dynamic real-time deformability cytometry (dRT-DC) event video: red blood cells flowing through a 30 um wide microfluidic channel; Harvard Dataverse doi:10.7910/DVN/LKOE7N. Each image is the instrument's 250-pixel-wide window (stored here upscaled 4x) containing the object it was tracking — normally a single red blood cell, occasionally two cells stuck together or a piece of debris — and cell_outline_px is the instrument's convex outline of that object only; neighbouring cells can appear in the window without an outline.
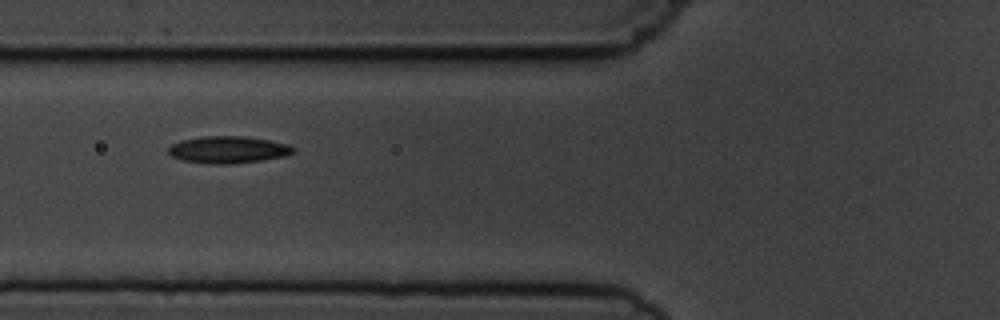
{"species": "common noctule bat (a hibernating species)", "species_latin": "Nyctalus noctula", "temperature_condition": "cold", "stored_images_in_passage": 13, "segment_of_instrument_passage": [1, 2], "camera_frame_rate_fps": 3000, "um_per_image_px": 0.085, "animal": {"sex": "male", "body_mass_g": 19.5, "forearm_length_mm": 54.6}, "frame": {"image": 1, "passage_image": 3, "time_ms": 2.333, "image_size_px": [1000, 320], "cell_outline_px": [[296, 152], [284, 156], [260, 160], [228, 164], [208, 164], [184, 160], [172, 156], [168, 152], [168, 148], [172, 144], [180, 140], [200, 136], [248, 136], [288, 144], [296, 148]], "centroid_in_image_um": [19.4, 12.71], "position_along_channel_um": 106.4, "area_um2": 19.71}}
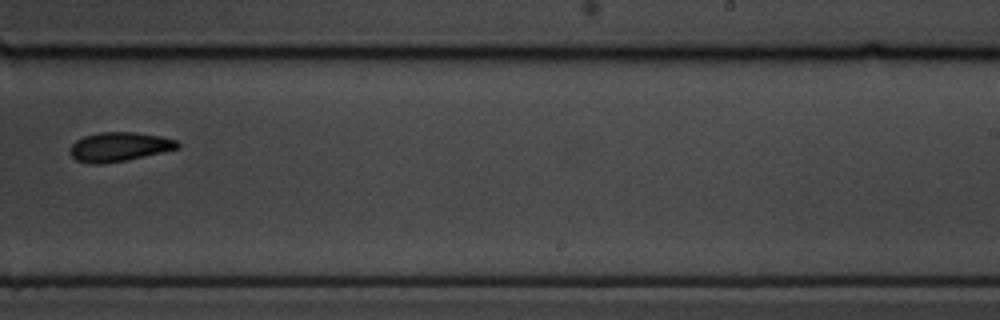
{"frame": {"image": 2, "passage_image": 7, "time_ms": 7.0, "image_size_px": [1000, 320], "cell_outline_px": [[180, 148], [164, 152], [104, 164], [88, 164], [76, 160], [68, 152], [72, 144], [76, 140], [84, 136], [100, 132], [132, 132], [160, 136], [176, 140], [180, 144]], "centroid_in_image_um": [10.11, 12.48], "position_along_channel_um": 278.9, "area_um2": 18.32}}
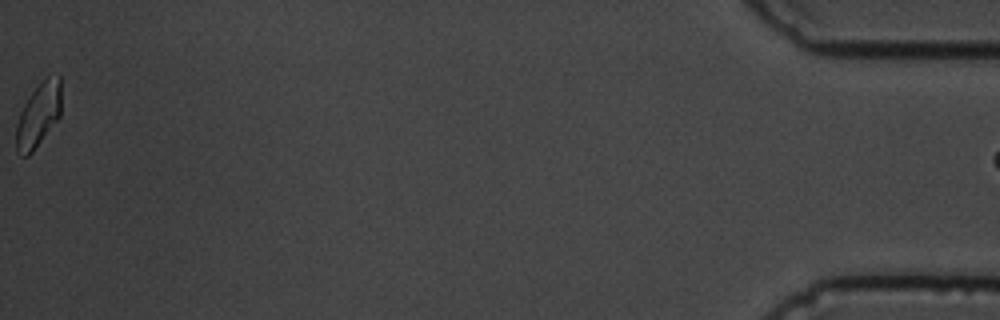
{"frame": {"image": 3, "passage_image": 12, "time_ms": 13.667, "image_size_px": [1000, 320], "cell_outline_px": [[60, 116], [32, 152], [28, 156], [20, 156], [16, 152], [16, 124], [20, 112], [24, 104], [32, 92], [48, 76], [60, 76]], "centroid_in_image_um": [3.24, 9.81], "position_along_channel_um": 432.0, "area_um2": 16.53}}